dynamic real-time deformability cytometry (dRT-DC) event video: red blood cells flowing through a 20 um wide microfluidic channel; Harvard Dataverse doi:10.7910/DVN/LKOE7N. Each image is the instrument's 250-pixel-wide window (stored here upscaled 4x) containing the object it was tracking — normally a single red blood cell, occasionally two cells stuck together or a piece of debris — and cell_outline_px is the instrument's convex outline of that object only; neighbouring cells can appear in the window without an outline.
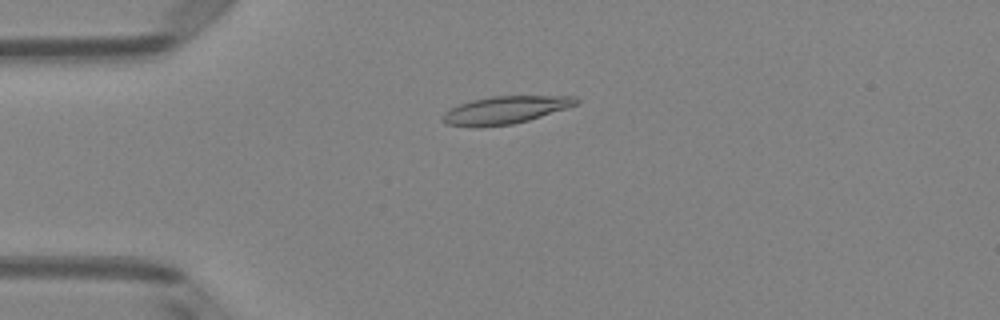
{"species": "Egyptian fruit bat (a non-hibernating species)", "species_latin": "Rousettus aegyptiacus", "temperature_condition": "room temperature", "stored_images_in_passage": 39, "camera_frame_rate_fps": 3000, "um_per_image_px": 0.085, "animal": {"sex": "female"}, "frame": {"image": 1, "passage_image": 1, "time_ms": 0.0, "image_size_px": [1000, 320], "cell_outline_px": [[580, 104], [528, 120], [512, 124], [444, 124], [444, 112], [460, 104], [472, 100], [492, 96], [576, 96], [580, 100]], "centroid_in_image_um": [43.09, 9.29], "position_along_channel_um": 41.9, "area_um2": 20.52}}
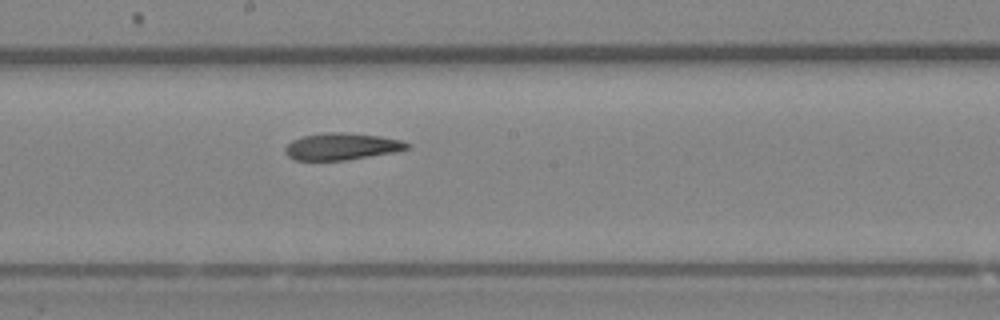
{"frame": {"image": 2, "passage_image": 16, "time_ms": 5.0, "image_size_px": [1000, 320], "cell_outline_px": [[412, 148], [396, 152], [344, 160], [296, 160], [288, 156], [284, 152], [284, 148], [292, 140], [304, 136], [324, 132], [344, 132], [380, 136], [400, 140], [412, 144]], "centroid_in_image_um": [29.08, 12.44], "position_along_channel_um": 219.1, "area_um2": 19.19}}
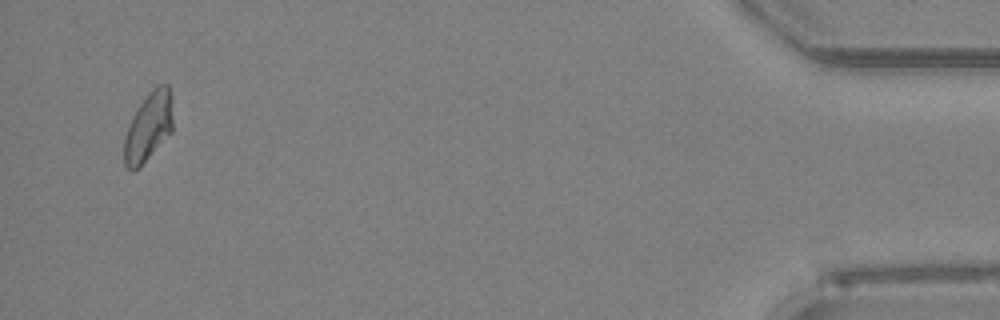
{"frame": {"image": 3, "passage_image": 37, "time_ms": 12.0, "image_size_px": [1000, 320], "cell_outline_px": [[172, 132], [140, 168], [132, 172], [124, 164], [124, 140], [128, 124], [132, 116], [148, 92], [152, 88], [160, 84], [168, 84], [172, 120]], "centroid_in_image_um": [12.59, 10.83], "position_along_channel_um": 422.6, "area_um2": 19.54}, "authors_computed_cell_mechanics": {"area_um2": 19.652, "velocity_mm_per_s": 4.0383, "shape_relaxation_time_tau1_ms": 8.0551, "shape_relaxation_time_tau2_ms": 3.7073, "deformation_change_tau1": 0.1926, "deformation_change_tau2": 0.1062}}